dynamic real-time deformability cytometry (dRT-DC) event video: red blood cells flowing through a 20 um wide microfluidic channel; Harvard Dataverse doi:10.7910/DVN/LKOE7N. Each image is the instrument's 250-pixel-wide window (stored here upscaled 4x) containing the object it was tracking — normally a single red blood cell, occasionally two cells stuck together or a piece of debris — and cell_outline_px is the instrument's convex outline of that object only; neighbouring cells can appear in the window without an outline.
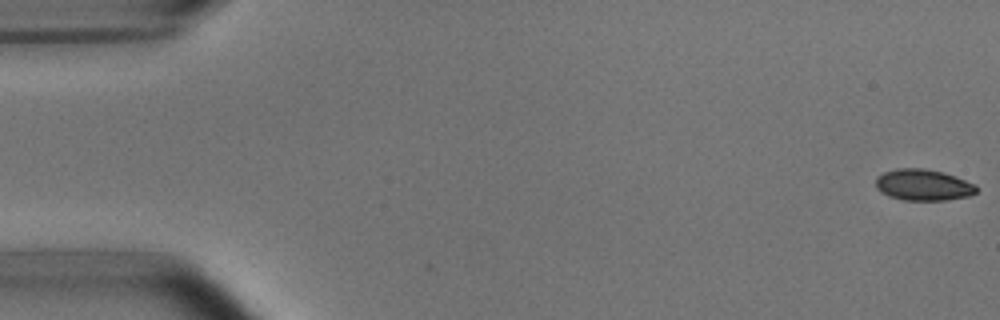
{"species": "common noctule bat (a hibernating species)", "species_latin": "Nyctalus noctula", "temperature_condition": "room temperature", "stored_images_in_passage": 7, "camera_frame_rate_fps": 3000, "um_per_image_px": 0.085, "animal": {"sex": "male", "body_mass_g": 15.6}, "frame": {"image": 1, "passage_image": 1, "time_ms": 0.0, "image_size_px": [1000, 320], "cell_outline_px": [[976, 192], [968, 196], [944, 200], [904, 200], [888, 196], [880, 192], [876, 188], [876, 176], [884, 172], [896, 168], [924, 168], [944, 172], [956, 176], [976, 184]], "centroid_in_image_um": [78.45, 15.71], "position_along_channel_um": 6.5, "area_um2": 18.5}}
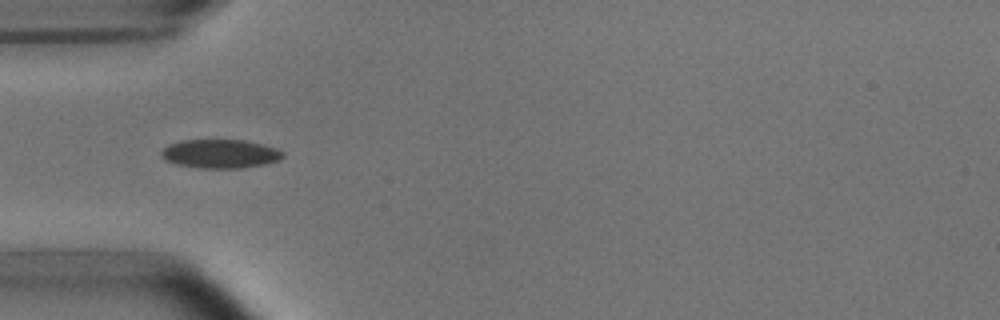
{"frame": {"image": 2, "passage_image": 5, "time_ms": 5.333, "image_size_px": [1000, 320], "cell_outline_px": [[284, 156], [280, 160], [264, 164], [240, 168], [200, 168], [176, 164], [164, 160], [160, 156], [160, 152], [168, 144], [180, 140], [244, 140], [264, 144], [276, 148], [284, 152]], "centroid_in_image_um": [18.71, 13.07], "position_along_channel_um": 66.3, "area_um2": 20.58}}
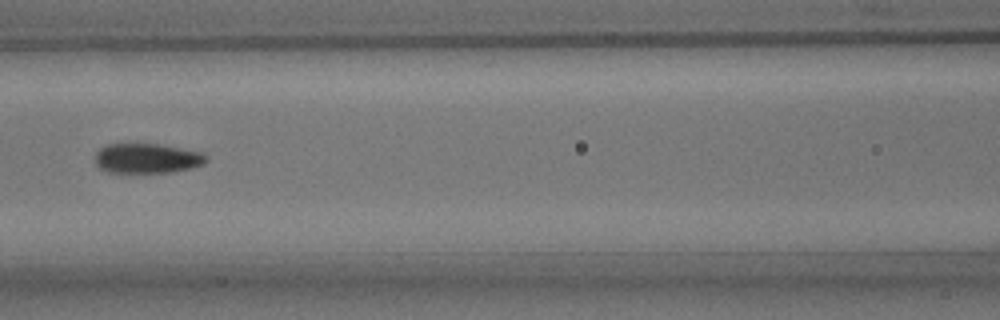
{"frame": {"image": 3, "passage_image": 7, "time_ms": 7.667, "image_size_px": [1000, 320], "cell_outline_px": [[208, 160], [204, 164], [192, 168], [172, 172], [108, 172], [100, 168], [96, 164], [96, 152], [100, 148], [108, 144], [160, 144], [204, 152], [208, 156]], "centroid_in_image_um": [12.56, 13.45], "position_along_channel_um": 154.0, "area_um2": 19.42}}